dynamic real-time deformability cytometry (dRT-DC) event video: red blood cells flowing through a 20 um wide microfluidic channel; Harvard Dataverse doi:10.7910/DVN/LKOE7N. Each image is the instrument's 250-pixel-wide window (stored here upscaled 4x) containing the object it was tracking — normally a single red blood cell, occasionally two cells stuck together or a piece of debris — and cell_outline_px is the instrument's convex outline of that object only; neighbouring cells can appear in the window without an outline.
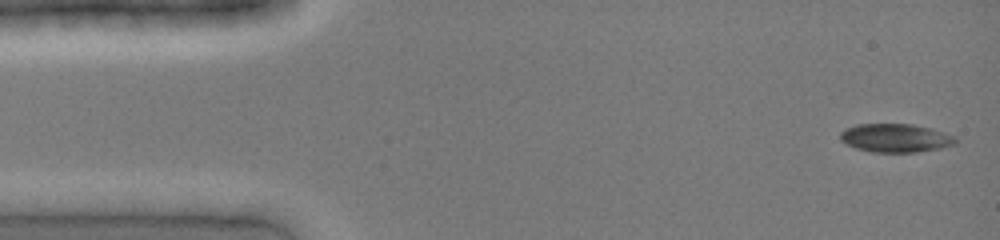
{"species": "common noctule bat (a hibernating species)", "species_latin": "Nyctalus noctula", "temperature_condition": "cold", "stored_images_in_passage": 32, "camera_frame_rate_fps": 3000, "um_per_image_px": 0.085, "animal": {"sex": "female", "body_mass_g": 19.0, "forearm_length_mm": 51.5}, "frame": {"image": 1, "passage_image": 1, "time_ms": 0.0, "image_size_px": [1000, 240], "cell_outline_px": [[956, 144], [940, 148], [916, 152], [872, 152], [856, 148], [840, 140], [840, 132], [856, 124], [912, 124], [932, 128], [956, 136]], "centroid_in_image_um": [76.15, 11.72], "position_along_channel_um": 8.9, "area_um2": 19.13}}
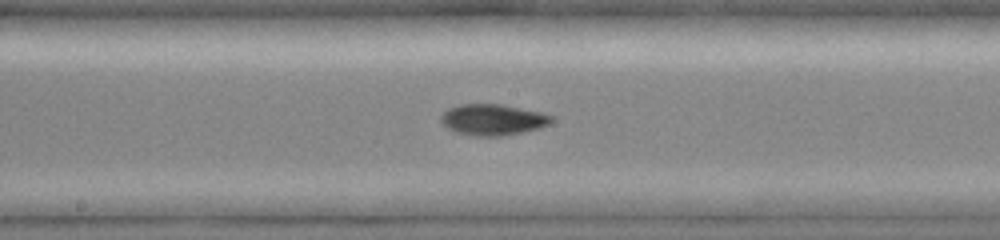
{"frame": {"image": 2, "passage_image": 21, "time_ms": 6.667, "image_size_px": [1000, 240], "cell_outline_px": [[552, 120], [548, 124], [536, 128], [504, 136], [476, 136], [456, 132], [448, 128], [440, 120], [440, 116], [448, 108], [460, 104], [500, 104], [540, 112], [552, 116]], "centroid_in_image_um": [41.84, 10.17], "position_along_channel_um": 206.4, "area_um2": 19.71}}
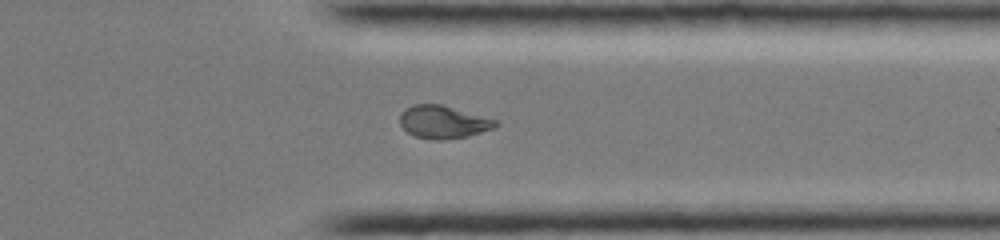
{"frame": {"image": 3, "passage_image": 32, "time_ms": 10.333, "image_size_px": [1000, 240], "cell_outline_px": [[728, 212], [688, 220], [540, 212], [568, 204], [716, 204]], "centroid_in_image_um": [54.65, 17.89], "position_along_channel_um": 356.8, "area_um2": 15.14}}